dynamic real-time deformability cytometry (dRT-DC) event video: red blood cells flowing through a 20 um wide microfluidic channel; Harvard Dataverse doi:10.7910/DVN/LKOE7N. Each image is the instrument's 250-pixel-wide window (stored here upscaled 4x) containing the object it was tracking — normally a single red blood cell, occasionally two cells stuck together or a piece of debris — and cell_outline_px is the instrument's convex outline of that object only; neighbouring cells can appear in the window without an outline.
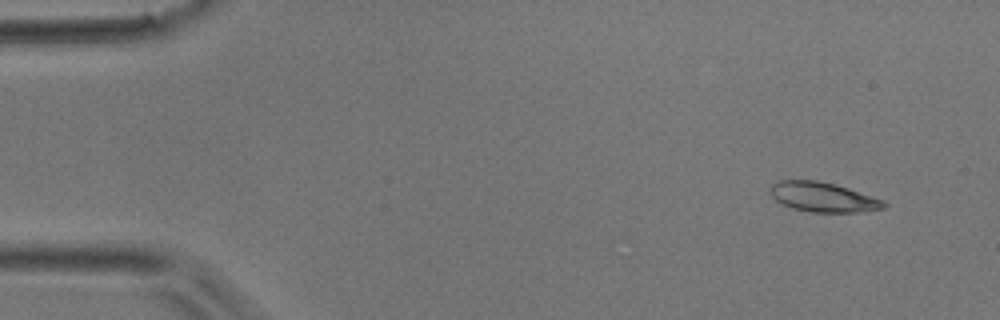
{"species": "common noctule bat (a hibernating species)", "species_latin": "Nyctalus noctula", "temperature_condition": "room temperature", "stored_images_in_passage": 47, "camera_frame_rate_fps": 3000, "um_per_image_px": 0.085, "animal": {"sex": "male", "body_mass_g": 17.9}, "frame": {"image": 1, "passage_image": 4, "time_ms": 1.0, "image_size_px": [1000, 320], "cell_outline_px": [[888, 204], [884, 208], [856, 212], [812, 212], [792, 208], [776, 200], [772, 196], [772, 184], [776, 180], [816, 180], [848, 188], [884, 200]], "centroid_in_image_um": [69.97, 16.75], "position_along_channel_um": 15.0, "area_um2": 19.36}}
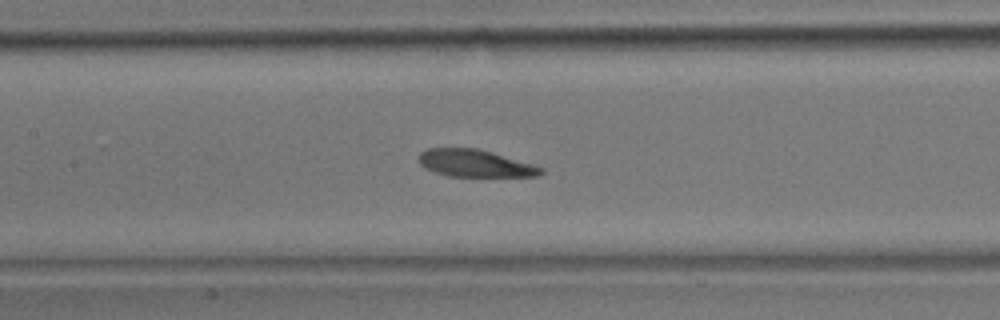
{"frame": {"image": 2, "passage_image": 22, "time_ms": 7.0, "image_size_px": [1000, 320], "cell_outline_px": [[544, 172], [540, 176], [448, 176], [424, 168], [420, 164], [416, 156], [420, 152], [428, 148], [476, 148], [492, 152], [532, 164], [544, 168]], "centroid_in_image_um": [40.35, 13.88], "position_along_channel_um": 167.1, "area_um2": 19.42}}
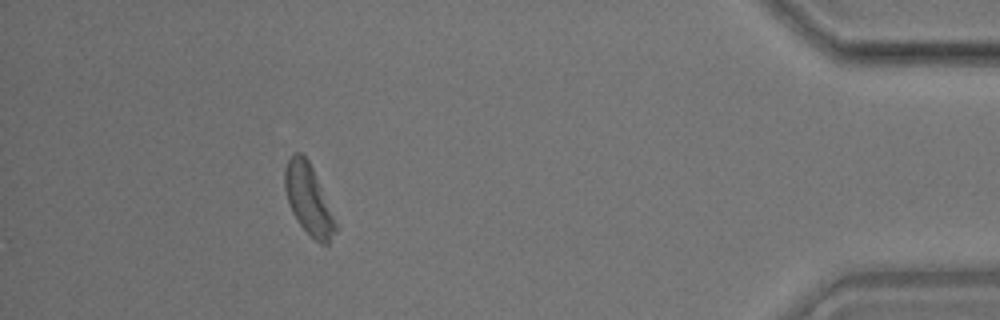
{"frame": {"image": 3, "passage_image": 42, "time_ms": 13.667, "image_size_px": [1000, 320], "cell_outline_px": [[336, 232], [328, 244], [320, 244], [300, 224], [292, 212], [288, 204], [284, 188], [284, 168], [288, 160], [296, 152], [300, 152], [308, 160], [312, 168], [336, 224]], "centroid_in_image_um": [26.18, 16.95], "position_along_channel_um": 409.0, "area_um2": 20.06}}